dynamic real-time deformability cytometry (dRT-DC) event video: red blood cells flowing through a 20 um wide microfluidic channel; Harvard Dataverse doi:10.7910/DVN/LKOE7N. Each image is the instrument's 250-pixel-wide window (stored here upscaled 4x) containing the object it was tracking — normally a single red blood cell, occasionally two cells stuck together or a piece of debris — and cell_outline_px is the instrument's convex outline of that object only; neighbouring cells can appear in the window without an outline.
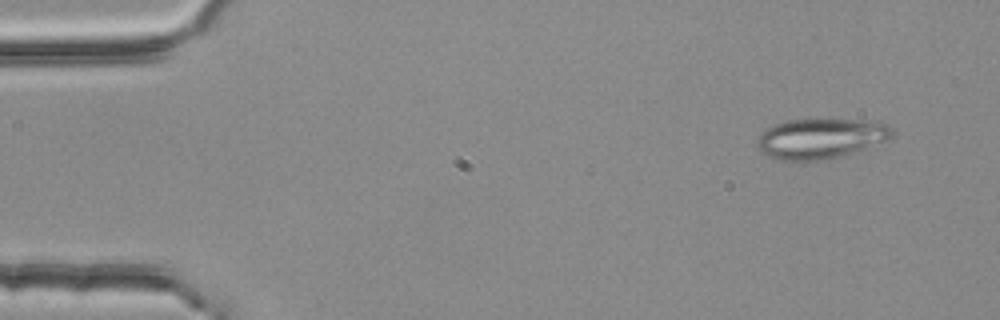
{"species": "common noctule bat (a hibernating species)", "species_latin": "Nyctalus noctula", "temperature_condition": "room temperature", "stored_images_in_passage": 3, "camera_frame_rate_fps": 3000, "um_per_image_px": 0.085, "animal": {"sex": "female", "body_mass_g": 25.1}, "frame": {"image": 1, "passage_image": 1, "time_ms": 0.0, "image_size_px": [1000, 320], "cell_outline_px": [[892, 136], [888, 140], [852, 152], [836, 156], [816, 160], [780, 160], [768, 156], [756, 148], [756, 140], [768, 128], [776, 124], [788, 120], [856, 120], [884, 124], [892, 128]], "centroid_in_image_um": [69.7, 11.78], "position_along_channel_um": 15.3, "area_um2": 30.69}}